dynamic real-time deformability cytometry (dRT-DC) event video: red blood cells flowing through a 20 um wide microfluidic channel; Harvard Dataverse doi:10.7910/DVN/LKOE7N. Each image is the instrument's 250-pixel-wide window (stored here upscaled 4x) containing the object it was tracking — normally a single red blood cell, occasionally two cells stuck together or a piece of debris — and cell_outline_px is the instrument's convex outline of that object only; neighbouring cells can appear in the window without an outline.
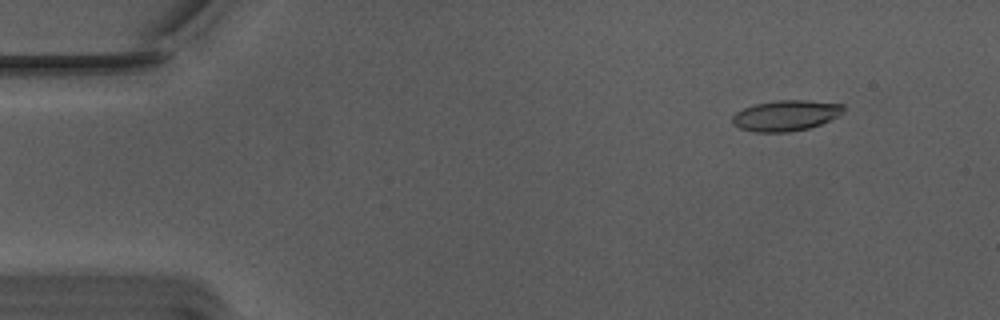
{"species": "Egyptian fruit bat (a non-hibernating species)", "species_latin": "Rousettus aegyptiacus", "temperature_condition": "warm", "stored_images_in_passage": 17, "camera_frame_rate_fps": 3000, "um_per_image_px": 0.085, "animal": {"sex": "male"}, "frame": {"image": 1, "passage_image": 6, "time_ms": 1.667, "image_size_px": [1000, 320], "cell_outline_px": [[844, 112], [820, 124], [808, 128], [788, 132], [752, 132], [740, 128], [732, 124], [732, 116], [736, 112], [744, 108], [756, 104], [776, 100], [808, 100], [844, 104]], "centroid_in_image_um": [66.77, 9.82], "position_along_channel_um": 18.2, "area_um2": 19.83}}